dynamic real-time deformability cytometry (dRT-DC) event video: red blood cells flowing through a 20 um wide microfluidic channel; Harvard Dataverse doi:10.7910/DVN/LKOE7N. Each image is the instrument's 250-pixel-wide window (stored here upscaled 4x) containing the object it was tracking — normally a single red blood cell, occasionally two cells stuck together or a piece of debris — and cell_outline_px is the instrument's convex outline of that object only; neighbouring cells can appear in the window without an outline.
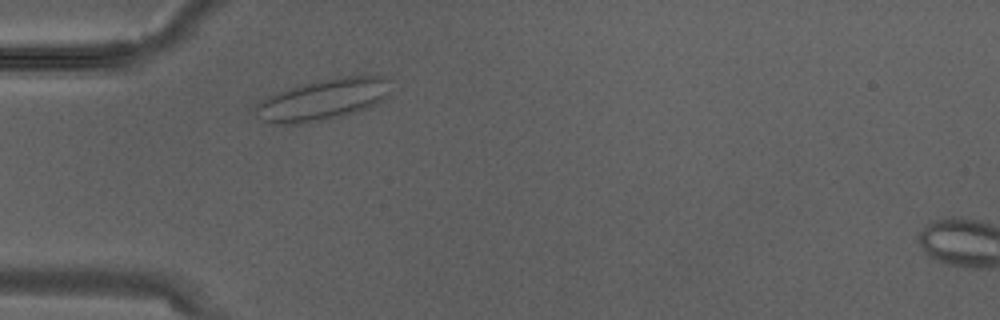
{"species": "Egyptian fruit bat (a non-hibernating species)", "species_latin": "Rousettus aegyptiacus", "temperature_condition": "warm", "stored_images_in_passage": 2, "camera_frame_rate_fps": 3000, "um_per_image_px": 0.085, "animal": {"sex": "male"}, "frame": {"image": 1, "passage_image": 1, "time_ms": 0.0, "image_size_px": [1000, 320], "cell_outline_px": [[388, 80], [384, 100], [368, 108], [340, 116], [320, 120], [296, 124], [264, 120], [256, 116], [256, 108], [268, 96], [304, 84], [336, 76], [380, 76]], "centroid_in_image_um": [27.49, 8.45], "position_along_channel_um": 57.5, "area_um2": 31.1}}